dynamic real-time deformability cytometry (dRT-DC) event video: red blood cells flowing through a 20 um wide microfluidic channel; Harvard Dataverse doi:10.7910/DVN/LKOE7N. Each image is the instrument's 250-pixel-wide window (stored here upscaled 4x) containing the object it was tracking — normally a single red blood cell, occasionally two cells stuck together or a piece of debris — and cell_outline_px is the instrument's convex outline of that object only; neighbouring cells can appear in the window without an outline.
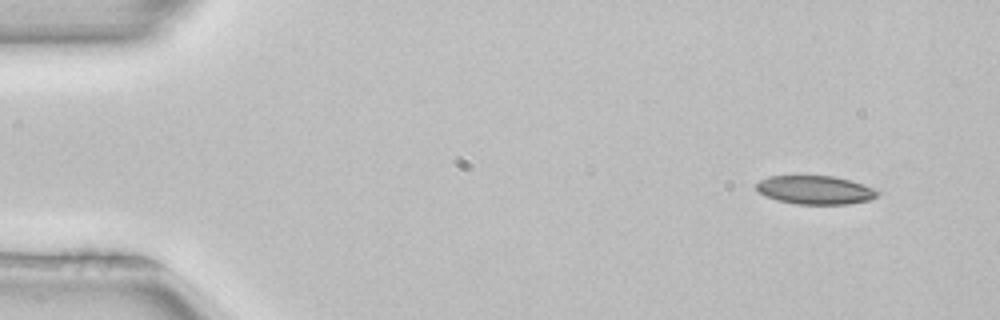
{"species": "common noctule bat (a hibernating species)", "species_latin": "Nyctalus noctula", "temperature_condition": "room temperature", "stored_images_in_passage": 2, "camera_frame_rate_fps": 3000, "um_per_image_px": 0.085, "animal": {"sex": "female", "body_mass_g": 22.7, "forearm_length_mm": 54.2}, "frame": {"image": 1, "passage_image": 1, "time_ms": 0.0, "image_size_px": [1000, 320], "cell_outline_px": [[880, 192], [872, 200], [848, 204], [796, 204], [776, 200], [764, 196], [756, 188], [756, 184], [760, 180], [768, 176], [836, 176], [864, 184]], "centroid_in_image_um": [69.3, 16.15], "position_along_channel_um": 15.7, "area_um2": 20.29}}